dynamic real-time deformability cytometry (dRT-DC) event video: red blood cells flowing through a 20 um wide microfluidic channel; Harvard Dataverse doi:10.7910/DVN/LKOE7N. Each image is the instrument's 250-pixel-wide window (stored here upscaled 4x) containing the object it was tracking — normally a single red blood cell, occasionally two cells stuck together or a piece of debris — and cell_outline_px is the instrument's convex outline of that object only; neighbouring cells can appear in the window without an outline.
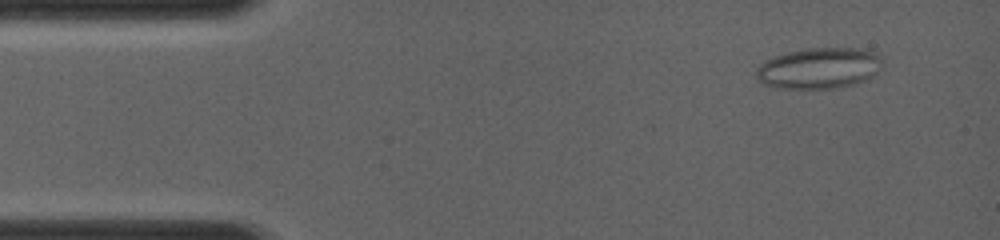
{"species": "common noctule bat (a hibernating species)", "species_latin": "Nyctalus noctula", "temperature_condition": "room temperature", "stored_images_in_passage": 14, "camera_frame_rate_fps": 4000, "um_per_image_px": 0.085, "animal": {"sex": "female", "body_mass_g": 19.0, "forearm_length_mm": 56.7}, "frame": {"image": 1, "passage_image": 3, "time_ms": 1.0, "image_size_px": [1000, 240], "cell_outline_px": [[880, 60], [876, 72], [872, 76], [864, 80], [852, 84], [836, 88], [776, 88], [764, 84], [756, 76], [756, 68], [764, 60], [772, 56], [788, 52], [808, 48], [864, 48], [880, 56]], "centroid_in_image_um": [69.55, 5.78], "position_along_channel_um": 15.4, "area_um2": 29.88}}
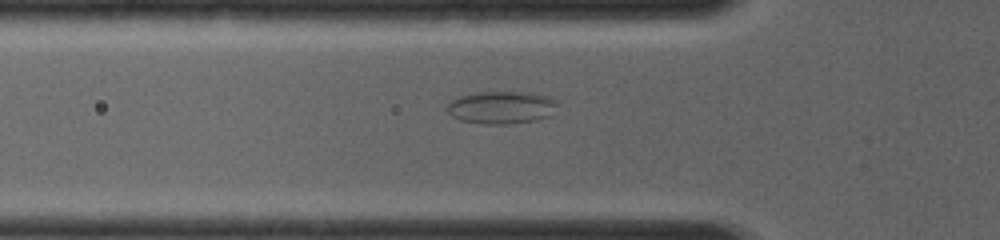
{"frame": {"image": 2, "passage_image": 10, "time_ms": 4.25, "image_size_px": [1000, 240], "cell_outline_px": [[556, 104], [552, 116], [536, 120], [508, 124], [484, 124], [460, 120], [452, 116], [448, 112], [448, 104], [452, 100], [460, 96], [476, 92], [528, 92], [548, 96], [556, 100]], "centroid_in_image_um": [42.64, 9.13], "position_along_channel_um": 83.2, "area_um2": 20.98}}
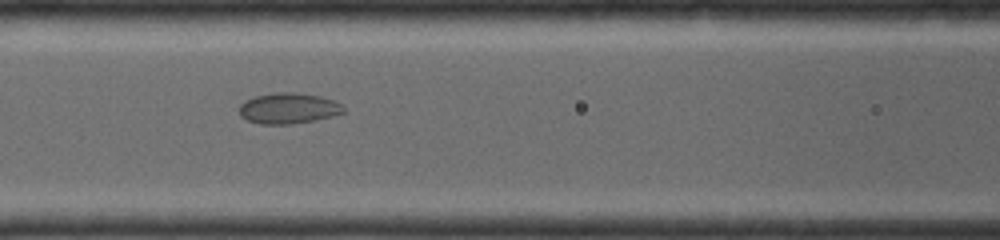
{"frame": {"image": 3, "passage_image": 13, "time_ms": 5.5, "image_size_px": [1000, 240], "cell_outline_px": [[344, 112], [332, 116], [316, 120], [292, 124], [260, 124], [248, 120], [240, 116], [240, 104], [244, 100], [252, 96], [276, 92], [292, 92], [320, 96], [332, 100], [340, 104], [344, 108]], "centroid_in_image_um": [24.48, 9.2], "position_along_channel_um": 142.1, "area_um2": 18.73}}